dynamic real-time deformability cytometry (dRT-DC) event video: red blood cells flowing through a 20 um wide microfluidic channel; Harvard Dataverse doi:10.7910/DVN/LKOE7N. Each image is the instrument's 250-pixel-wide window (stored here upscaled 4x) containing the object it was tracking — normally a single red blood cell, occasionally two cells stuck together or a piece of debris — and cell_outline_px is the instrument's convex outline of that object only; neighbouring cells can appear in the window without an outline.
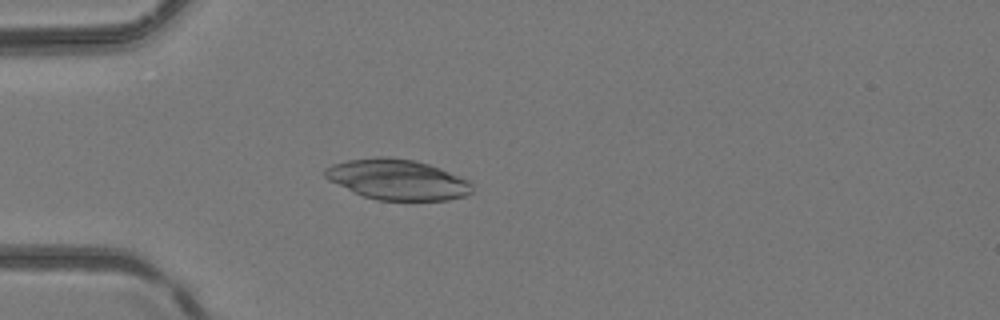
{"species": "common noctule bat (a hibernating species)", "species_latin": "Nyctalus noctula", "temperature_condition": "room temperature", "stored_images_in_passage": 47, "camera_frame_rate_fps": 3000, "um_per_image_px": 0.085, "animal": {"sex": "female", "body_mass_g": 24.6, "forearm_length_mm": 56.2}, "frame": {"image": 1, "passage_image": 14, "time_ms": 4.333, "image_size_px": [1000, 320], "cell_outline_px": [[472, 192], [464, 196], [448, 200], [376, 200], [364, 196], [328, 180], [324, 176], [324, 168], [332, 164], [348, 160], [380, 156], [388, 156], [416, 160], [440, 168], [468, 180], [472, 184]], "centroid_in_image_um": [33.77, 15.25], "position_along_channel_um": 51.2, "area_um2": 34.62}}
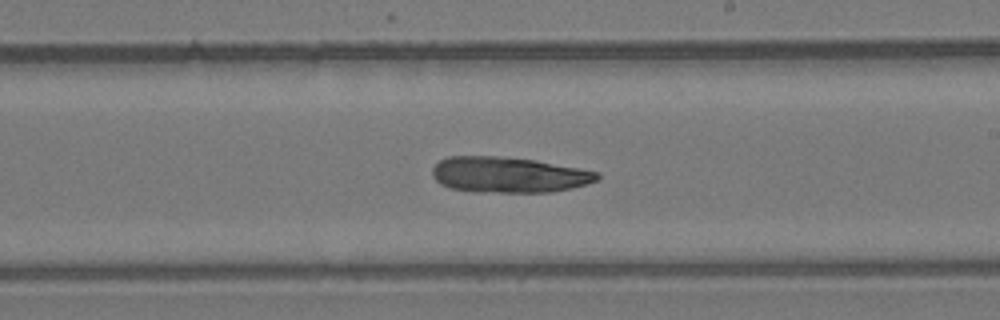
{"frame": {"image": 2, "passage_image": 28, "time_ms": 9.0, "image_size_px": [1000, 320], "cell_outline_px": [[600, 176], [596, 180], [572, 188], [552, 192], [472, 192], [448, 188], [440, 184], [432, 176], [432, 168], [440, 160], [448, 156], [496, 156], [536, 160], [600, 172]], "centroid_in_image_um": [43.19, 14.86], "position_along_channel_um": 245.8, "area_um2": 34.45}}
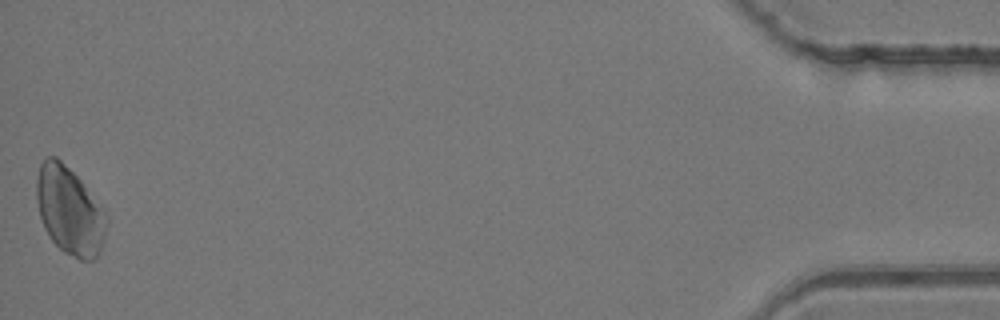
{"frame": {"image": 3, "passage_image": 47, "time_ms": 15.333, "image_size_px": [1000, 320], "cell_outline_px": [[104, 236], [100, 252], [92, 260], [80, 260], [64, 252], [52, 240], [44, 228], [40, 216], [36, 200], [36, 180], [40, 164], [48, 156], [56, 156], [80, 180], [104, 208]], "centroid_in_image_um": [5.88, 17.9], "position_along_channel_um": 429.3, "area_um2": 35.26}}